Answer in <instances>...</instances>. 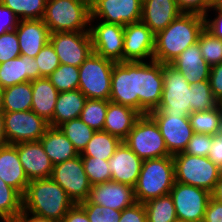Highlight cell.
Wrapping results in <instances>:
<instances>
[{"mask_svg": "<svg viewBox=\"0 0 222 222\" xmlns=\"http://www.w3.org/2000/svg\"><path fill=\"white\" fill-rule=\"evenodd\" d=\"M163 91V64L123 61L115 63L109 101L131 107L141 115L158 108Z\"/></svg>", "mask_w": 222, "mask_h": 222, "instance_id": "6da1fadb", "label": "cell"}, {"mask_svg": "<svg viewBox=\"0 0 222 222\" xmlns=\"http://www.w3.org/2000/svg\"><path fill=\"white\" fill-rule=\"evenodd\" d=\"M204 29L203 15L182 13L155 35L153 60L162 64H170L190 45L198 42L199 35Z\"/></svg>", "mask_w": 222, "mask_h": 222, "instance_id": "7a4b0ae2", "label": "cell"}, {"mask_svg": "<svg viewBox=\"0 0 222 222\" xmlns=\"http://www.w3.org/2000/svg\"><path fill=\"white\" fill-rule=\"evenodd\" d=\"M74 205L66 191L52 178L29 182L22 196V211L62 222Z\"/></svg>", "mask_w": 222, "mask_h": 222, "instance_id": "3957f363", "label": "cell"}, {"mask_svg": "<svg viewBox=\"0 0 222 222\" xmlns=\"http://www.w3.org/2000/svg\"><path fill=\"white\" fill-rule=\"evenodd\" d=\"M174 182L173 155L144 160L134 186L136 201L145 203L150 199L170 194Z\"/></svg>", "mask_w": 222, "mask_h": 222, "instance_id": "277c9868", "label": "cell"}, {"mask_svg": "<svg viewBox=\"0 0 222 222\" xmlns=\"http://www.w3.org/2000/svg\"><path fill=\"white\" fill-rule=\"evenodd\" d=\"M90 17L87 0H47L42 20L50 33L89 32Z\"/></svg>", "mask_w": 222, "mask_h": 222, "instance_id": "5b68a950", "label": "cell"}, {"mask_svg": "<svg viewBox=\"0 0 222 222\" xmlns=\"http://www.w3.org/2000/svg\"><path fill=\"white\" fill-rule=\"evenodd\" d=\"M190 84L170 64H163V91L158 108L148 115H179L189 117L191 114Z\"/></svg>", "mask_w": 222, "mask_h": 222, "instance_id": "8992f818", "label": "cell"}, {"mask_svg": "<svg viewBox=\"0 0 222 222\" xmlns=\"http://www.w3.org/2000/svg\"><path fill=\"white\" fill-rule=\"evenodd\" d=\"M175 182L213 191L222 170L208 157L184 152L173 155Z\"/></svg>", "mask_w": 222, "mask_h": 222, "instance_id": "52a82bcc", "label": "cell"}, {"mask_svg": "<svg viewBox=\"0 0 222 222\" xmlns=\"http://www.w3.org/2000/svg\"><path fill=\"white\" fill-rule=\"evenodd\" d=\"M115 62L92 52L79 66L78 89L87 99L109 100Z\"/></svg>", "mask_w": 222, "mask_h": 222, "instance_id": "ba28073f", "label": "cell"}, {"mask_svg": "<svg viewBox=\"0 0 222 222\" xmlns=\"http://www.w3.org/2000/svg\"><path fill=\"white\" fill-rule=\"evenodd\" d=\"M143 161L170 156L156 122L148 115H141L123 141Z\"/></svg>", "mask_w": 222, "mask_h": 222, "instance_id": "9c48e42d", "label": "cell"}, {"mask_svg": "<svg viewBox=\"0 0 222 222\" xmlns=\"http://www.w3.org/2000/svg\"><path fill=\"white\" fill-rule=\"evenodd\" d=\"M51 178L66 191L74 204L88 199L92 185L84 171L80 154L73 159L53 165Z\"/></svg>", "mask_w": 222, "mask_h": 222, "instance_id": "30bf717a", "label": "cell"}, {"mask_svg": "<svg viewBox=\"0 0 222 222\" xmlns=\"http://www.w3.org/2000/svg\"><path fill=\"white\" fill-rule=\"evenodd\" d=\"M179 221L203 222L211 193L192 185L174 182L170 191Z\"/></svg>", "mask_w": 222, "mask_h": 222, "instance_id": "8fae6325", "label": "cell"}, {"mask_svg": "<svg viewBox=\"0 0 222 222\" xmlns=\"http://www.w3.org/2000/svg\"><path fill=\"white\" fill-rule=\"evenodd\" d=\"M5 135L9 144L39 141L49 123L32 110L21 112H3Z\"/></svg>", "mask_w": 222, "mask_h": 222, "instance_id": "7c38bea8", "label": "cell"}, {"mask_svg": "<svg viewBox=\"0 0 222 222\" xmlns=\"http://www.w3.org/2000/svg\"><path fill=\"white\" fill-rule=\"evenodd\" d=\"M89 32L95 54L115 63L123 62L124 26L90 19Z\"/></svg>", "mask_w": 222, "mask_h": 222, "instance_id": "4fadbf2b", "label": "cell"}, {"mask_svg": "<svg viewBox=\"0 0 222 222\" xmlns=\"http://www.w3.org/2000/svg\"><path fill=\"white\" fill-rule=\"evenodd\" d=\"M90 19L126 26L141 21L142 0H93Z\"/></svg>", "mask_w": 222, "mask_h": 222, "instance_id": "5bb4252c", "label": "cell"}, {"mask_svg": "<svg viewBox=\"0 0 222 222\" xmlns=\"http://www.w3.org/2000/svg\"><path fill=\"white\" fill-rule=\"evenodd\" d=\"M61 64L79 67L93 52L90 32H56L50 34Z\"/></svg>", "mask_w": 222, "mask_h": 222, "instance_id": "9a60e30c", "label": "cell"}, {"mask_svg": "<svg viewBox=\"0 0 222 222\" xmlns=\"http://www.w3.org/2000/svg\"><path fill=\"white\" fill-rule=\"evenodd\" d=\"M155 34L142 21L124 26L123 61L153 60Z\"/></svg>", "mask_w": 222, "mask_h": 222, "instance_id": "2e32d148", "label": "cell"}, {"mask_svg": "<svg viewBox=\"0 0 222 222\" xmlns=\"http://www.w3.org/2000/svg\"><path fill=\"white\" fill-rule=\"evenodd\" d=\"M157 124L167 151L171 155L184 152L194 131L191 127L189 117L179 115H149Z\"/></svg>", "mask_w": 222, "mask_h": 222, "instance_id": "e0dca14e", "label": "cell"}, {"mask_svg": "<svg viewBox=\"0 0 222 222\" xmlns=\"http://www.w3.org/2000/svg\"><path fill=\"white\" fill-rule=\"evenodd\" d=\"M88 200L93 204L119 211L137 202L133 186L112 180L92 185Z\"/></svg>", "mask_w": 222, "mask_h": 222, "instance_id": "ac0fdd59", "label": "cell"}, {"mask_svg": "<svg viewBox=\"0 0 222 222\" xmlns=\"http://www.w3.org/2000/svg\"><path fill=\"white\" fill-rule=\"evenodd\" d=\"M22 167L30 181L51 178L53 164L39 141L21 142L14 145Z\"/></svg>", "mask_w": 222, "mask_h": 222, "instance_id": "d6986e66", "label": "cell"}, {"mask_svg": "<svg viewBox=\"0 0 222 222\" xmlns=\"http://www.w3.org/2000/svg\"><path fill=\"white\" fill-rule=\"evenodd\" d=\"M111 180L135 186L142 168L143 160L123 141L108 160Z\"/></svg>", "mask_w": 222, "mask_h": 222, "instance_id": "ffe728a7", "label": "cell"}, {"mask_svg": "<svg viewBox=\"0 0 222 222\" xmlns=\"http://www.w3.org/2000/svg\"><path fill=\"white\" fill-rule=\"evenodd\" d=\"M21 55L34 58L50 41V31L42 19L19 20L15 28Z\"/></svg>", "mask_w": 222, "mask_h": 222, "instance_id": "44dd1931", "label": "cell"}, {"mask_svg": "<svg viewBox=\"0 0 222 222\" xmlns=\"http://www.w3.org/2000/svg\"><path fill=\"white\" fill-rule=\"evenodd\" d=\"M183 12L176 0H142L141 21L156 35Z\"/></svg>", "mask_w": 222, "mask_h": 222, "instance_id": "7402d4cb", "label": "cell"}, {"mask_svg": "<svg viewBox=\"0 0 222 222\" xmlns=\"http://www.w3.org/2000/svg\"><path fill=\"white\" fill-rule=\"evenodd\" d=\"M170 65L181 72L190 85L209 80L211 67L203 58L198 42L185 49Z\"/></svg>", "mask_w": 222, "mask_h": 222, "instance_id": "603a6c76", "label": "cell"}, {"mask_svg": "<svg viewBox=\"0 0 222 222\" xmlns=\"http://www.w3.org/2000/svg\"><path fill=\"white\" fill-rule=\"evenodd\" d=\"M39 78V68L34 58L20 55L0 63V86L5 89L13 85Z\"/></svg>", "mask_w": 222, "mask_h": 222, "instance_id": "cb8c5ba5", "label": "cell"}, {"mask_svg": "<svg viewBox=\"0 0 222 222\" xmlns=\"http://www.w3.org/2000/svg\"><path fill=\"white\" fill-rule=\"evenodd\" d=\"M0 178L22 196L30 182L19 159L17 148L9 144L0 146Z\"/></svg>", "mask_w": 222, "mask_h": 222, "instance_id": "d4e9b609", "label": "cell"}, {"mask_svg": "<svg viewBox=\"0 0 222 222\" xmlns=\"http://www.w3.org/2000/svg\"><path fill=\"white\" fill-rule=\"evenodd\" d=\"M140 116L131 107L109 101L103 131L124 141Z\"/></svg>", "mask_w": 222, "mask_h": 222, "instance_id": "484cf974", "label": "cell"}, {"mask_svg": "<svg viewBox=\"0 0 222 222\" xmlns=\"http://www.w3.org/2000/svg\"><path fill=\"white\" fill-rule=\"evenodd\" d=\"M59 91L48 78L41 77L32 81L31 110L50 123L53 119Z\"/></svg>", "mask_w": 222, "mask_h": 222, "instance_id": "4316f807", "label": "cell"}, {"mask_svg": "<svg viewBox=\"0 0 222 222\" xmlns=\"http://www.w3.org/2000/svg\"><path fill=\"white\" fill-rule=\"evenodd\" d=\"M40 142L53 165L79 155L73 144L58 127L49 126Z\"/></svg>", "mask_w": 222, "mask_h": 222, "instance_id": "83f0119b", "label": "cell"}, {"mask_svg": "<svg viewBox=\"0 0 222 222\" xmlns=\"http://www.w3.org/2000/svg\"><path fill=\"white\" fill-rule=\"evenodd\" d=\"M86 96L79 90L59 92L55 104L51 127H58L64 122L77 119L86 103Z\"/></svg>", "mask_w": 222, "mask_h": 222, "instance_id": "f1b7e54d", "label": "cell"}, {"mask_svg": "<svg viewBox=\"0 0 222 222\" xmlns=\"http://www.w3.org/2000/svg\"><path fill=\"white\" fill-rule=\"evenodd\" d=\"M32 106V81L4 89L2 112L29 111Z\"/></svg>", "mask_w": 222, "mask_h": 222, "instance_id": "f546056e", "label": "cell"}, {"mask_svg": "<svg viewBox=\"0 0 222 222\" xmlns=\"http://www.w3.org/2000/svg\"><path fill=\"white\" fill-rule=\"evenodd\" d=\"M121 140L105 131H95L92 139L80 154L96 159L109 160L116 148L121 144Z\"/></svg>", "mask_w": 222, "mask_h": 222, "instance_id": "4dcf8cb0", "label": "cell"}, {"mask_svg": "<svg viewBox=\"0 0 222 222\" xmlns=\"http://www.w3.org/2000/svg\"><path fill=\"white\" fill-rule=\"evenodd\" d=\"M194 133L214 135L222 131V107L207 111L192 112L189 115Z\"/></svg>", "mask_w": 222, "mask_h": 222, "instance_id": "1f68e13d", "label": "cell"}, {"mask_svg": "<svg viewBox=\"0 0 222 222\" xmlns=\"http://www.w3.org/2000/svg\"><path fill=\"white\" fill-rule=\"evenodd\" d=\"M147 222H176V209L170 194L150 199L143 203Z\"/></svg>", "mask_w": 222, "mask_h": 222, "instance_id": "d6a6232c", "label": "cell"}, {"mask_svg": "<svg viewBox=\"0 0 222 222\" xmlns=\"http://www.w3.org/2000/svg\"><path fill=\"white\" fill-rule=\"evenodd\" d=\"M58 128L73 144V147L78 154L83 152L95 133V130L90 128L79 118L64 122L63 124L59 125Z\"/></svg>", "mask_w": 222, "mask_h": 222, "instance_id": "836d02e7", "label": "cell"}, {"mask_svg": "<svg viewBox=\"0 0 222 222\" xmlns=\"http://www.w3.org/2000/svg\"><path fill=\"white\" fill-rule=\"evenodd\" d=\"M19 20L42 19L47 0H0Z\"/></svg>", "mask_w": 222, "mask_h": 222, "instance_id": "e575fe53", "label": "cell"}, {"mask_svg": "<svg viewBox=\"0 0 222 222\" xmlns=\"http://www.w3.org/2000/svg\"><path fill=\"white\" fill-rule=\"evenodd\" d=\"M108 104L109 100L87 99L79 119L93 130L103 131Z\"/></svg>", "mask_w": 222, "mask_h": 222, "instance_id": "d590c367", "label": "cell"}, {"mask_svg": "<svg viewBox=\"0 0 222 222\" xmlns=\"http://www.w3.org/2000/svg\"><path fill=\"white\" fill-rule=\"evenodd\" d=\"M22 213V195L0 178V218H18Z\"/></svg>", "mask_w": 222, "mask_h": 222, "instance_id": "8d00e7d4", "label": "cell"}, {"mask_svg": "<svg viewBox=\"0 0 222 222\" xmlns=\"http://www.w3.org/2000/svg\"><path fill=\"white\" fill-rule=\"evenodd\" d=\"M191 91V113L216 108L220 103L214 98L209 80L193 83Z\"/></svg>", "mask_w": 222, "mask_h": 222, "instance_id": "74e56055", "label": "cell"}, {"mask_svg": "<svg viewBox=\"0 0 222 222\" xmlns=\"http://www.w3.org/2000/svg\"><path fill=\"white\" fill-rule=\"evenodd\" d=\"M47 78L59 92L77 90L79 67L60 64Z\"/></svg>", "mask_w": 222, "mask_h": 222, "instance_id": "f35d334b", "label": "cell"}, {"mask_svg": "<svg viewBox=\"0 0 222 222\" xmlns=\"http://www.w3.org/2000/svg\"><path fill=\"white\" fill-rule=\"evenodd\" d=\"M201 54L206 63L212 67L222 62V40L204 29L198 38Z\"/></svg>", "mask_w": 222, "mask_h": 222, "instance_id": "ab89813d", "label": "cell"}, {"mask_svg": "<svg viewBox=\"0 0 222 222\" xmlns=\"http://www.w3.org/2000/svg\"><path fill=\"white\" fill-rule=\"evenodd\" d=\"M84 171L91 185L111 180L108 160L96 159L90 156H81Z\"/></svg>", "mask_w": 222, "mask_h": 222, "instance_id": "60d3db41", "label": "cell"}, {"mask_svg": "<svg viewBox=\"0 0 222 222\" xmlns=\"http://www.w3.org/2000/svg\"><path fill=\"white\" fill-rule=\"evenodd\" d=\"M79 205L85 210L90 222H119L122 211L91 203L88 199Z\"/></svg>", "mask_w": 222, "mask_h": 222, "instance_id": "b9f144b4", "label": "cell"}, {"mask_svg": "<svg viewBox=\"0 0 222 222\" xmlns=\"http://www.w3.org/2000/svg\"><path fill=\"white\" fill-rule=\"evenodd\" d=\"M34 59L39 68V78H47L61 64L50 41L41 49Z\"/></svg>", "mask_w": 222, "mask_h": 222, "instance_id": "7bdbcfd3", "label": "cell"}, {"mask_svg": "<svg viewBox=\"0 0 222 222\" xmlns=\"http://www.w3.org/2000/svg\"><path fill=\"white\" fill-rule=\"evenodd\" d=\"M21 55L16 30L0 35V63L17 58Z\"/></svg>", "mask_w": 222, "mask_h": 222, "instance_id": "ee69618b", "label": "cell"}, {"mask_svg": "<svg viewBox=\"0 0 222 222\" xmlns=\"http://www.w3.org/2000/svg\"><path fill=\"white\" fill-rule=\"evenodd\" d=\"M212 145V135L194 133L184 153L200 157H208Z\"/></svg>", "mask_w": 222, "mask_h": 222, "instance_id": "f6af8a7d", "label": "cell"}, {"mask_svg": "<svg viewBox=\"0 0 222 222\" xmlns=\"http://www.w3.org/2000/svg\"><path fill=\"white\" fill-rule=\"evenodd\" d=\"M183 13L205 15L213 7L215 0H176Z\"/></svg>", "mask_w": 222, "mask_h": 222, "instance_id": "bcb514c9", "label": "cell"}, {"mask_svg": "<svg viewBox=\"0 0 222 222\" xmlns=\"http://www.w3.org/2000/svg\"><path fill=\"white\" fill-rule=\"evenodd\" d=\"M212 12L214 13V15ZM209 13H211L214 17L211 16V14ZM204 19H205V29L209 31L213 36L222 40V11L216 9L213 6L204 15Z\"/></svg>", "mask_w": 222, "mask_h": 222, "instance_id": "7dc6e473", "label": "cell"}, {"mask_svg": "<svg viewBox=\"0 0 222 222\" xmlns=\"http://www.w3.org/2000/svg\"><path fill=\"white\" fill-rule=\"evenodd\" d=\"M119 222H147L144 204L136 202L134 205L123 209Z\"/></svg>", "mask_w": 222, "mask_h": 222, "instance_id": "c3c4849f", "label": "cell"}, {"mask_svg": "<svg viewBox=\"0 0 222 222\" xmlns=\"http://www.w3.org/2000/svg\"><path fill=\"white\" fill-rule=\"evenodd\" d=\"M210 87L214 98L222 103V62L211 67L209 75Z\"/></svg>", "mask_w": 222, "mask_h": 222, "instance_id": "681fc988", "label": "cell"}, {"mask_svg": "<svg viewBox=\"0 0 222 222\" xmlns=\"http://www.w3.org/2000/svg\"><path fill=\"white\" fill-rule=\"evenodd\" d=\"M19 19L16 15L0 2V35L17 27Z\"/></svg>", "mask_w": 222, "mask_h": 222, "instance_id": "f907efd6", "label": "cell"}, {"mask_svg": "<svg viewBox=\"0 0 222 222\" xmlns=\"http://www.w3.org/2000/svg\"><path fill=\"white\" fill-rule=\"evenodd\" d=\"M208 158L222 170V131L212 135V145Z\"/></svg>", "mask_w": 222, "mask_h": 222, "instance_id": "816d5d0a", "label": "cell"}, {"mask_svg": "<svg viewBox=\"0 0 222 222\" xmlns=\"http://www.w3.org/2000/svg\"><path fill=\"white\" fill-rule=\"evenodd\" d=\"M203 222H222V204L210 198Z\"/></svg>", "mask_w": 222, "mask_h": 222, "instance_id": "f5cc1de1", "label": "cell"}, {"mask_svg": "<svg viewBox=\"0 0 222 222\" xmlns=\"http://www.w3.org/2000/svg\"><path fill=\"white\" fill-rule=\"evenodd\" d=\"M62 222H90L85 210L79 205L74 204L63 217Z\"/></svg>", "mask_w": 222, "mask_h": 222, "instance_id": "db71d44e", "label": "cell"}, {"mask_svg": "<svg viewBox=\"0 0 222 222\" xmlns=\"http://www.w3.org/2000/svg\"><path fill=\"white\" fill-rule=\"evenodd\" d=\"M19 222H58L53 219H48L31 213L23 212L18 216Z\"/></svg>", "mask_w": 222, "mask_h": 222, "instance_id": "11a10c76", "label": "cell"}, {"mask_svg": "<svg viewBox=\"0 0 222 222\" xmlns=\"http://www.w3.org/2000/svg\"><path fill=\"white\" fill-rule=\"evenodd\" d=\"M211 198L222 204V173L219 176L213 191L211 192Z\"/></svg>", "mask_w": 222, "mask_h": 222, "instance_id": "9f6ffc18", "label": "cell"}, {"mask_svg": "<svg viewBox=\"0 0 222 222\" xmlns=\"http://www.w3.org/2000/svg\"><path fill=\"white\" fill-rule=\"evenodd\" d=\"M9 142L5 135V122L3 112H0V146H7Z\"/></svg>", "mask_w": 222, "mask_h": 222, "instance_id": "6f0895ef", "label": "cell"}, {"mask_svg": "<svg viewBox=\"0 0 222 222\" xmlns=\"http://www.w3.org/2000/svg\"><path fill=\"white\" fill-rule=\"evenodd\" d=\"M4 89L0 86V112L3 110Z\"/></svg>", "mask_w": 222, "mask_h": 222, "instance_id": "680465c9", "label": "cell"}, {"mask_svg": "<svg viewBox=\"0 0 222 222\" xmlns=\"http://www.w3.org/2000/svg\"><path fill=\"white\" fill-rule=\"evenodd\" d=\"M0 222H19L18 218H0Z\"/></svg>", "mask_w": 222, "mask_h": 222, "instance_id": "91938a15", "label": "cell"}, {"mask_svg": "<svg viewBox=\"0 0 222 222\" xmlns=\"http://www.w3.org/2000/svg\"><path fill=\"white\" fill-rule=\"evenodd\" d=\"M216 9H219L222 11V0H215L214 5Z\"/></svg>", "mask_w": 222, "mask_h": 222, "instance_id": "94428289", "label": "cell"}]
</instances>
